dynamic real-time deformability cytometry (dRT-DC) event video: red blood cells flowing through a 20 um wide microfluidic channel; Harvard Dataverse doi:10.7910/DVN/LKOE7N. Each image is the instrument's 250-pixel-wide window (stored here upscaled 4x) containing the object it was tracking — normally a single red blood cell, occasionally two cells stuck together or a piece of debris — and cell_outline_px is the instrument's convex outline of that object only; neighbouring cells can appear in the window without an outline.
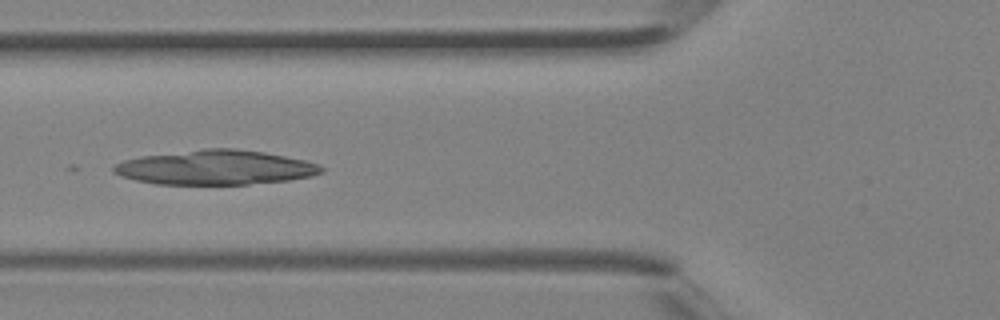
{"species": "Egyptian fruit bat (a non-hibernating species)", "species_latin": "Rousettus aegyptiacus", "temperature_condition": "room temperature", "stored_images_in_passage": 24, "camera_frame_rate_fps": 3000, "um_per_image_px": 0.085, "animal": {"sex": "female"}, "frame": {"image": 1, "passage_image": 8, "time_ms": 2.333, "image_size_px": [1000, 320], "cell_outline_px": [[324, 172], [312, 176], [288, 180], [248, 184], [156, 184], [136, 180], [120, 176], [112, 172], [112, 168], [116, 164], [124, 160], [144, 156], [208, 148], [236, 148], [264, 152], [304, 160], [320, 164], [324, 168]], "centroid_in_image_um": [18.34, 14.24], "position_along_channel_um": 107.5, "area_um2": 41.62}}
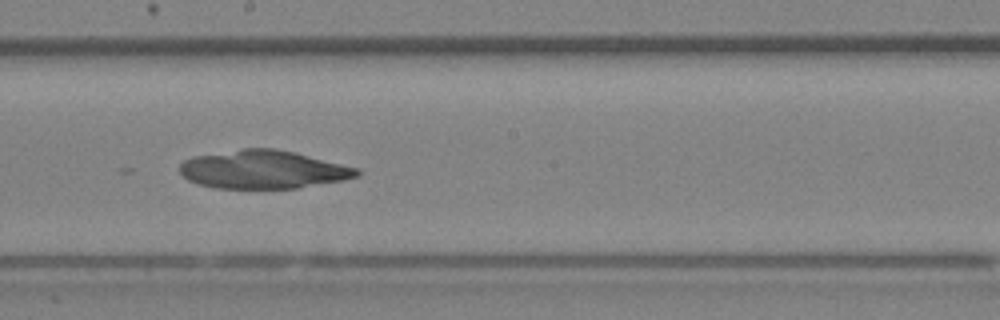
{"frame": {"image": 2, "passage_image": 15, "time_ms": 4.667, "image_size_px": [1000, 320], "cell_outline_px": [[360, 176], [344, 180], [296, 188], [216, 188], [196, 184], [188, 180], [180, 172], [180, 164], [184, 160], [192, 156], [244, 148], [276, 148], [296, 152], [360, 168]], "centroid_in_image_um": [22.39, 14.4], "position_along_channel_um": 225.8, "area_um2": 39.82}}
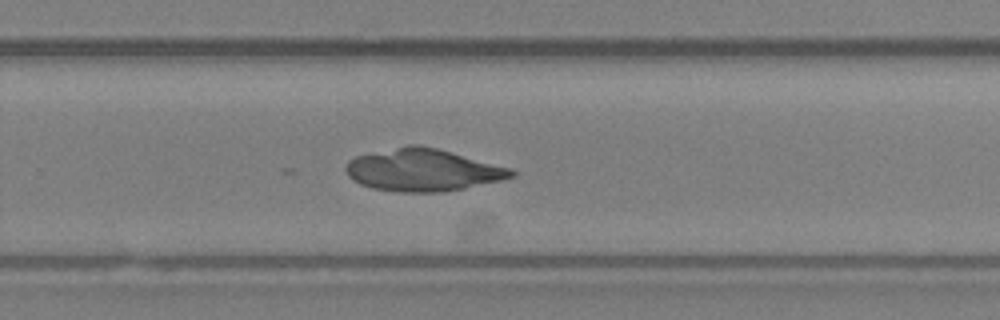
{"frame": {"image": 3, "passage_image": 19, "time_ms": 6.0, "image_size_px": [1000, 320], "cell_outline_px": [[516, 176], [500, 180], [464, 188], [444, 192], [400, 192], [372, 188], [360, 184], [352, 180], [348, 176], [344, 168], [348, 160], [356, 156], [408, 144], [416, 144], [436, 148], [512, 168], [516, 172]], "centroid_in_image_um": [35.92, 14.45], "position_along_channel_um": 293.9, "area_um2": 40.81}}